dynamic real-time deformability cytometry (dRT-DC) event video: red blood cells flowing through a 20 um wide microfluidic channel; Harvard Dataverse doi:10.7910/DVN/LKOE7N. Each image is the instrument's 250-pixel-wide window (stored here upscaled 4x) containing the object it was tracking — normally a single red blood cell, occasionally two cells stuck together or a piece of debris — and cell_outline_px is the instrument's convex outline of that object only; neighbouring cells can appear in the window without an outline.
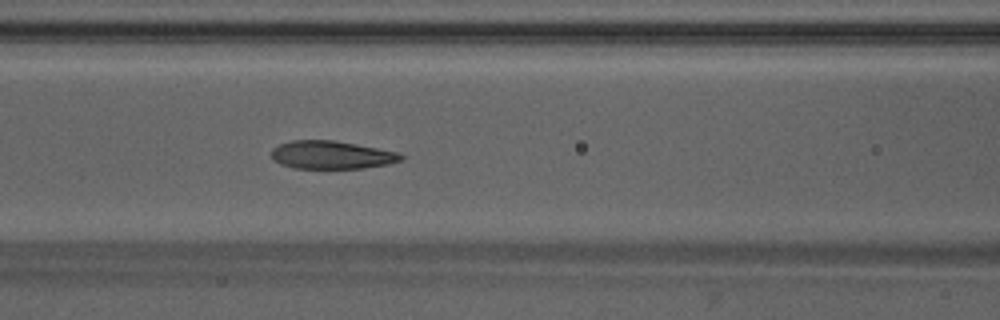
{"species": "Egyptian fruit bat (a non-hibernating species)", "species_latin": "Rousettus aegyptiacus", "temperature_condition": "warm", "stored_images_in_passage": 22, "camera_frame_rate_fps": 3000, "um_per_image_px": 0.085, "animal": {"sex": "male"}, "frame": {"image": 1, "passage_image": 10, "time_ms": 3.0, "image_size_px": [1000, 320], "cell_outline_px": [[404, 160], [388, 164], [364, 168], [296, 168], [280, 164], [272, 160], [272, 148], [280, 144], [292, 140], [332, 140], [356, 144], [400, 152], [404, 156]], "centroid_in_image_um": [28.21, 13.17], "position_along_channel_um": 138.4, "area_um2": 21.27}}
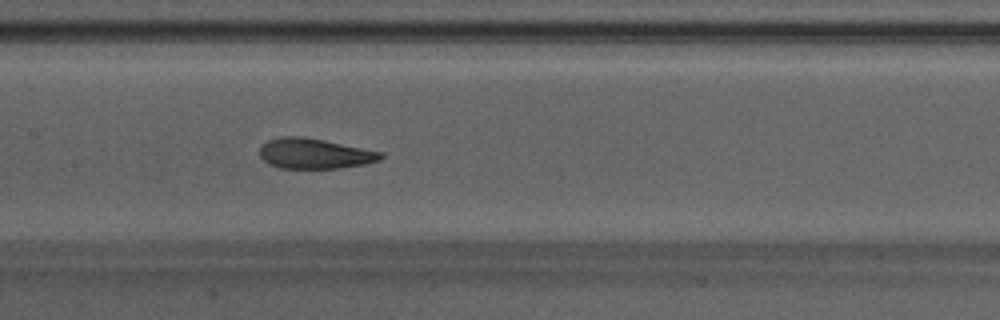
{"frame": {"image": 2, "passage_image": 13, "time_ms": 4.0, "image_size_px": [1000, 320], "cell_outline_px": [[384, 156], [380, 160], [364, 164], [340, 168], [280, 168], [268, 164], [260, 156], [260, 144], [268, 140], [280, 136], [300, 136], [324, 140], [384, 152]], "centroid_in_image_um": [26.73, 13.05], "position_along_channel_um": 180.7, "area_um2": 21.5}}
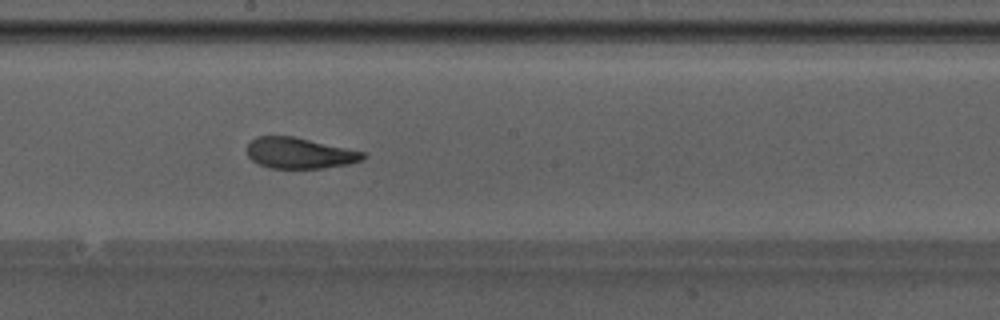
{"frame": {"image": 3, "passage_image": 16, "time_ms": 5.0, "image_size_px": [1000, 320], "cell_outline_px": [[368, 156], [364, 160], [348, 164], [324, 168], [268, 168], [252, 160], [248, 156], [248, 144], [256, 136], [292, 136], [364, 152]], "centroid_in_image_um": [25.48, 13.02], "position_along_channel_um": 222.7, "area_um2": 20.75}}